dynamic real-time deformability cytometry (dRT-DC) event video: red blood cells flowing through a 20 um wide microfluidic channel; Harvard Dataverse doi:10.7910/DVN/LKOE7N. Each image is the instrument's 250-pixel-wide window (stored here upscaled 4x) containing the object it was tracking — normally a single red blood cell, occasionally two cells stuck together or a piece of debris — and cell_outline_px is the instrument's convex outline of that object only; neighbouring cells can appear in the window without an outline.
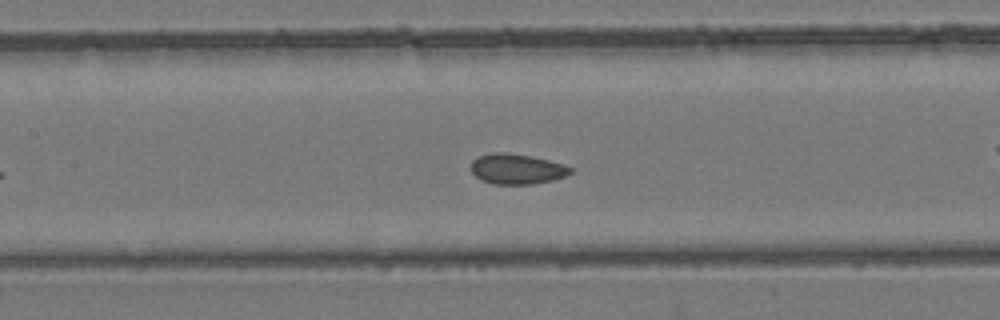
{"species": "common noctule bat (a hibernating species)", "species_latin": "Nyctalus noctula", "temperature_condition": "room temperature", "stored_images_in_passage": 34, "camera_frame_rate_fps": 3000, "um_per_image_px": 0.085, "animal": {"sex": "female", "body_mass_g": 24.6, "forearm_length_mm": 56.2}, "frame": {"image": 1, "passage_image": 15, "time_ms": 4.667, "image_size_px": [1000, 320], "cell_outline_px": [[572, 172], [564, 176], [552, 180], [532, 184], [492, 184], [480, 180], [472, 172], [472, 160], [476, 156], [492, 152], [504, 152], [532, 156], [564, 164], [572, 168]], "centroid_in_image_um": [43.9, 14.35], "position_along_channel_um": 163.5, "area_um2": 17.63}}